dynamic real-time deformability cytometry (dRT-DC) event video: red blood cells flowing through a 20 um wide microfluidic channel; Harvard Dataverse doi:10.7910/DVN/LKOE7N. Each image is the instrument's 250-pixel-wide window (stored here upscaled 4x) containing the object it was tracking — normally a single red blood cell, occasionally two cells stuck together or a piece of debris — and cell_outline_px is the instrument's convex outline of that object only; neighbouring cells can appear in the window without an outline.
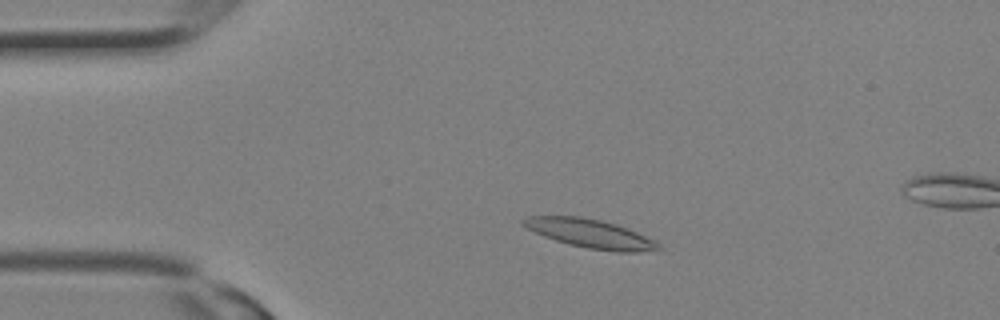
{"species": "Egyptian fruit bat (a non-hibernating species)", "species_latin": "Rousettus aegyptiacus", "temperature_condition": "room temperature", "stored_images_in_passage": 8, "camera_frame_rate_fps": 3000, "um_per_image_px": 0.085, "animal": {"sex": "female"}, "frame": {"image": 1, "passage_image": 2, "time_ms": 0.333, "image_size_px": [1000, 320], "cell_outline_px": [[660, 248], [636, 252], [616, 252], [588, 248], [568, 244], [544, 236], [520, 224], [520, 220], [528, 216], [580, 216], [600, 220], [616, 224], [628, 228], [660, 244]], "centroid_in_image_um": [50.12, 19.84], "position_along_channel_um": 34.9, "area_um2": 22.31}}
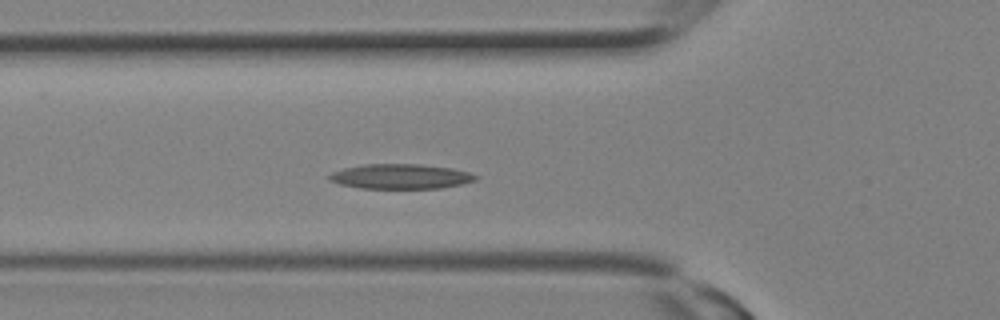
{"frame": {"image": 2, "passage_image": 6, "time_ms": 1.667, "image_size_px": [1000, 320], "cell_outline_px": [[480, 176], [476, 180], [460, 184], [440, 188], [360, 188], [340, 184], [328, 180], [328, 176], [332, 172], [344, 168], [364, 164], [420, 164], [452, 168], [468, 172]], "centroid_in_image_um": [34.04, 14.99], "position_along_channel_um": 91.8, "area_um2": 21.15}}
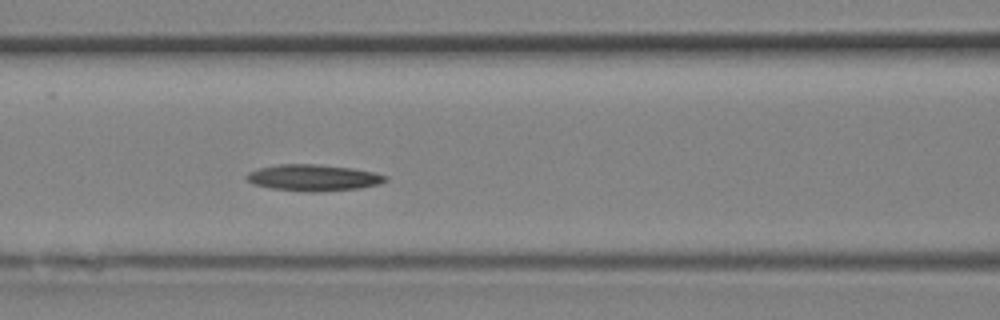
{"frame": {"image": 3, "passage_image": 8, "time_ms": 2.333, "image_size_px": [1000, 320], "cell_outline_px": [[388, 180], [380, 184], [360, 188], [324, 192], [308, 192], [272, 188], [252, 184], [244, 176], [248, 172], [260, 168], [280, 164], [316, 164], [352, 168], [376, 172], [388, 176]], "centroid_in_image_um": [26.68, 15.11], "position_along_channel_um": 139.9, "area_um2": 21.56}}